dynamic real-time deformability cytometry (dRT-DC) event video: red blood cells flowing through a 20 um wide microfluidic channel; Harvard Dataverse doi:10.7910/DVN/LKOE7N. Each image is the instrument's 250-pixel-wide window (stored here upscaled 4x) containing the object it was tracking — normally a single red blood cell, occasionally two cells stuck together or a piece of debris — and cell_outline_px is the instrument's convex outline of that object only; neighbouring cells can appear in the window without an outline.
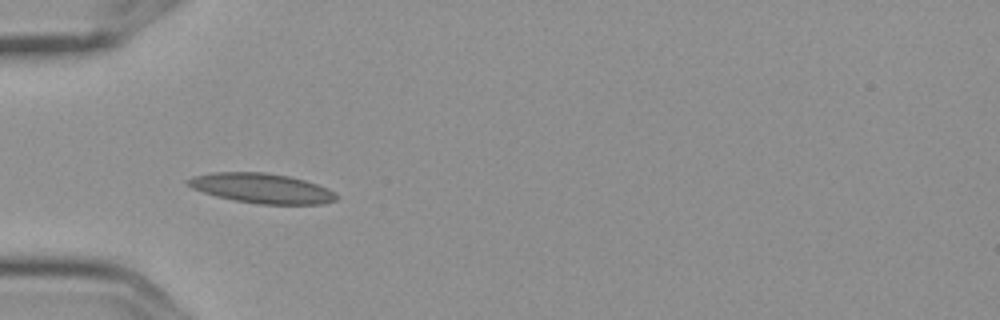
{"species": "Egyptian fruit bat (a non-hibernating species)", "species_latin": "Rousettus aegyptiacus", "temperature_condition": "cold", "stored_images_in_passage": 5, "camera_frame_rate_fps": 3000, "um_per_image_px": 0.085, "frame": {"image": 1, "passage_image": 4, "time_ms": 1.0, "image_size_px": [1000, 320], "cell_outline_px": [[340, 196], [336, 200], [324, 204], [260, 204], [232, 200], [216, 196], [192, 188], [184, 184], [184, 180], [192, 176], [208, 172], [264, 172], [288, 176], [304, 180], [328, 188]], "centroid_in_image_um": [22.21, 16.0], "position_along_channel_um": 62.8, "area_um2": 26.07}}
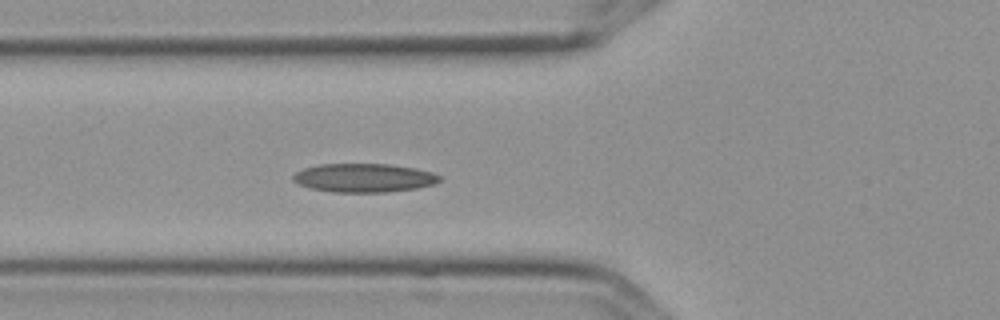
{"frame": {"image": 2, "passage_image": 5, "time_ms": 1.333, "image_size_px": [1000, 320], "cell_outline_px": [[440, 180], [436, 184], [416, 188], [384, 192], [332, 192], [312, 188], [300, 184], [292, 180], [292, 176], [296, 172], [304, 168], [320, 164], [388, 164], [416, 168], [432, 172], [440, 176]], "centroid_in_image_um": [30.95, 15.11], "position_along_channel_um": 94.9, "area_um2": 24.39}}